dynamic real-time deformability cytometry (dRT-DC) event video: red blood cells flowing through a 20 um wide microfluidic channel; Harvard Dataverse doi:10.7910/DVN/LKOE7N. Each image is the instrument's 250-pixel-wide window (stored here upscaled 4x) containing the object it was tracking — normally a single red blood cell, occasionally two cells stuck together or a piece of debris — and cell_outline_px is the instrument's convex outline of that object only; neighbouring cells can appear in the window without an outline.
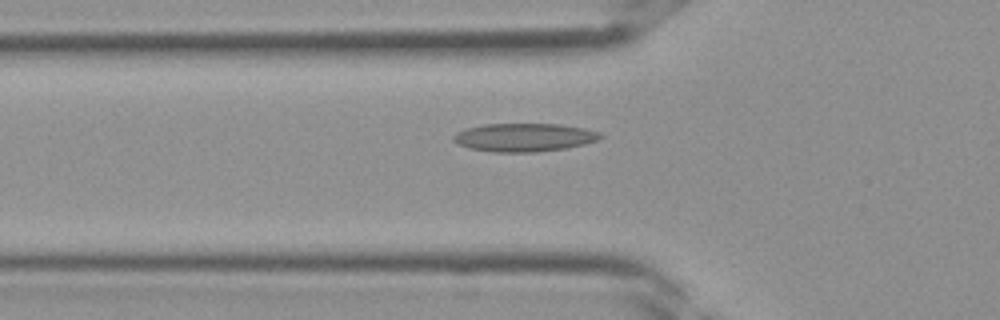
{"species": "Egyptian fruit bat (a non-hibernating species)", "species_latin": "Rousettus aegyptiacus", "temperature_condition": "room temperature", "stored_images_in_passage": 38, "camera_frame_rate_fps": 3000, "um_per_image_px": 0.085, "frame": {"image": 1, "passage_image": 13, "time_ms": 4.0, "image_size_px": [1000, 320], "cell_outline_px": [[604, 136], [600, 140], [568, 148], [536, 152], [492, 152], [468, 148], [452, 140], [452, 136], [456, 132], [468, 128], [484, 124], [560, 124], [584, 128], [600, 132]], "centroid_in_image_um": [44.59, 11.68], "position_along_channel_um": 81.2, "area_um2": 24.39}}
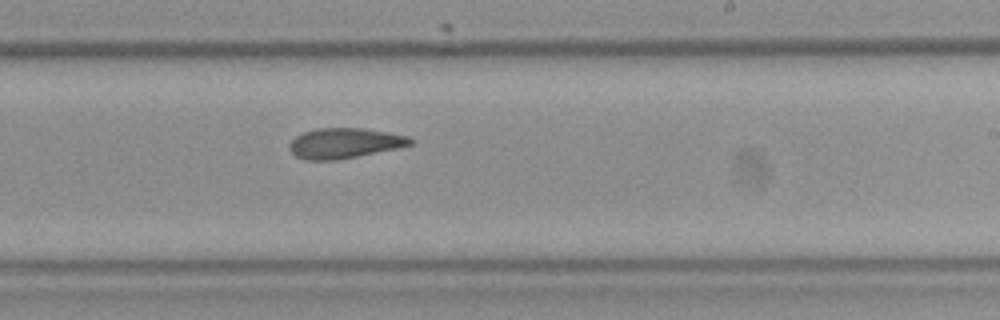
{"frame": {"image": 2, "passage_image": 23, "time_ms": 7.333, "image_size_px": [1000, 320], "cell_outline_px": [[416, 140], [412, 144], [396, 148], [336, 160], [304, 160], [296, 156], [288, 148], [288, 144], [296, 136], [304, 132], [316, 128], [364, 128], [388, 132], [408, 136]], "centroid_in_image_um": [29.27, 12.16], "position_along_channel_um": 259.7, "area_um2": 21.27}}
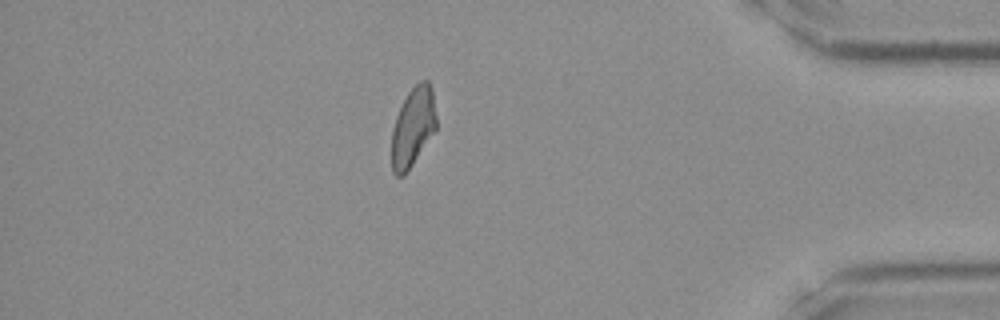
{"frame": {"image": 3, "passage_image": 33, "time_ms": 10.667, "image_size_px": [1000, 320], "cell_outline_px": [[436, 128], [404, 176], [396, 176], [392, 172], [392, 128], [396, 116], [408, 92], [420, 80], [428, 80], [432, 88], [436, 116]], "centroid_in_image_um": [35.09, 10.78], "position_along_channel_um": 400.1, "area_um2": 20.35}}